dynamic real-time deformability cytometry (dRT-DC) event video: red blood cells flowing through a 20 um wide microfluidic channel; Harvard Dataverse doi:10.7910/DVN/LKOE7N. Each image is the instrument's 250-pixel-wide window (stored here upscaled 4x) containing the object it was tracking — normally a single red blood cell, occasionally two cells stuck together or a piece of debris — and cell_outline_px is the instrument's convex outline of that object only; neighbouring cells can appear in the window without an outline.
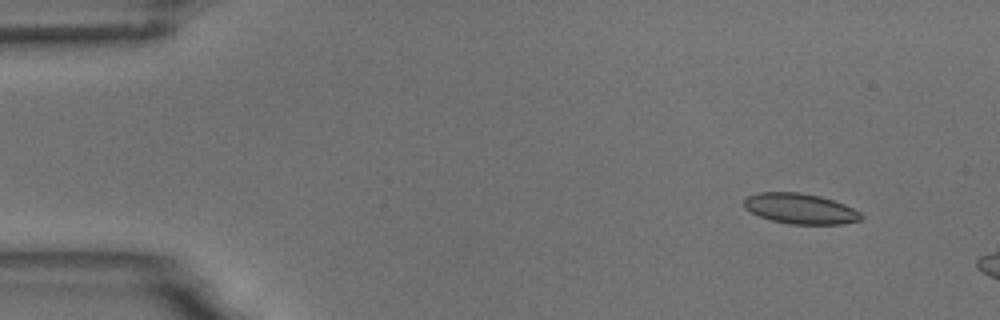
{"species": "common noctule bat (a hibernating species)", "species_latin": "Nyctalus noctula", "temperature_condition": "room temperature", "stored_images_in_passage": 3, "camera_frame_rate_fps": 3000, "um_per_image_px": 0.085, "animal": {"sex": "male", "body_mass_g": 18.8}, "frame": {"image": 1, "passage_image": 2, "time_ms": 1.333, "image_size_px": [1000, 320], "cell_outline_px": [[864, 216], [860, 220], [840, 224], [788, 224], [772, 220], [760, 216], [744, 208], [744, 200], [748, 196], [760, 192], [800, 192], [820, 196], [844, 204], [860, 212]], "centroid_in_image_um": [68.02, 17.73], "position_along_channel_um": 17.0, "area_um2": 20.63}}